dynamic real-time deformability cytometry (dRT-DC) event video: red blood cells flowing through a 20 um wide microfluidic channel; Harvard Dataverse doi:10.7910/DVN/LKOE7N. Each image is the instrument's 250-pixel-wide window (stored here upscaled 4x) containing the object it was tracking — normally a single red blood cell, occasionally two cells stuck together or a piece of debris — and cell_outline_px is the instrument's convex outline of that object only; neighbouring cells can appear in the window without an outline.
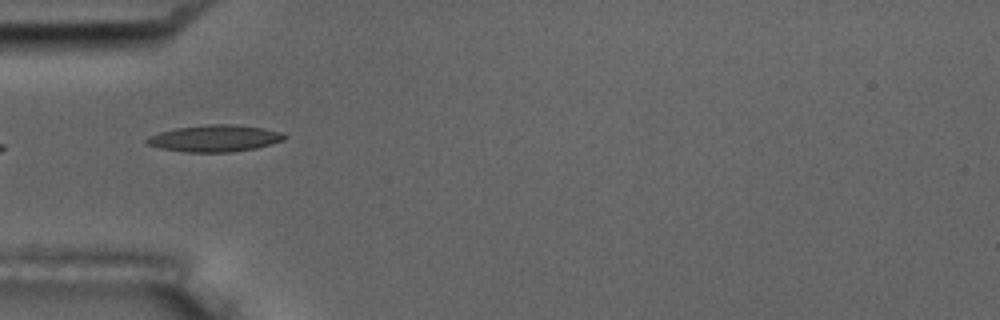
{"species": "common noctule bat (a hibernating species)", "species_latin": "Nyctalus noctula", "temperature_condition": "room temperature", "stored_images_in_passage": 7, "camera_frame_rate_fps": 3000, "um_per_image_px": 0.085, "animal": {"sex": "male", "body_mass_g": 17.5, "forearm_length_mm": 52.3}, "frame": {"image": 1, "passage_image": 5, "time_ms": 5.333, "image_size_px": [1000, 320], "cell_outline_px": [[288, 136], [284, 140], [272, 144], [256, 148], [232, 152], [184, 152], [160, 148], [144, 144], [144, 140], [148, 136], [160, 132], [176, 128], [208, 124], [232, 124], [264, 128], [280, 132]], "centroid_in_image_um": [18.23, 11.76], "position_along_channel_um": 66.8, "area_um2": 21.62}}